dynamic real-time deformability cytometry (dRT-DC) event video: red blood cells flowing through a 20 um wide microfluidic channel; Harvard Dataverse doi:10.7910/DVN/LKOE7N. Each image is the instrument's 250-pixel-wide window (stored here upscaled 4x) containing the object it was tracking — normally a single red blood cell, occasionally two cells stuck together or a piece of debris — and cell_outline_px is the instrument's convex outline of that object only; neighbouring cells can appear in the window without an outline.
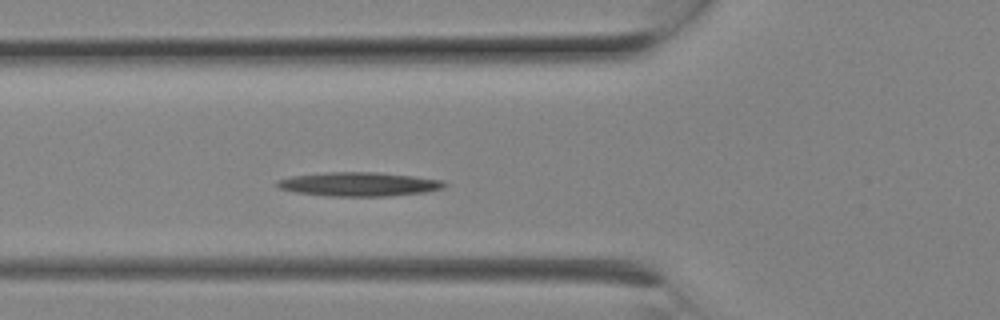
{"species": "Egyptian fruit bat (a non-hibernating species)", "species_latin": "Rousettus aegyptiacus", "temperature_condition": "room temperature", "stored_images_in_passage": 7, "camera_frame_rate_fps": 3000, "um_per_image_px": 0.085, "animal": {"sex": "female"}, "frame": {"image": 1, "passage_image": 7, "time_ms": 2.0, "image_size_px": [1000, 320], "cell_outline_px": [[448, 184], [444, 188], [424, 192], [388, 196], [324, 196], [296, 192], [280, 188], [272, 184], [276, 180], [292, 176], [324, 172], [376, 172], [416, 176], [444, 180]], "centroid_in_image_um": [30.5, 15.65], "position_along_channel_um": 95.3, "area_um2": 23.64}}